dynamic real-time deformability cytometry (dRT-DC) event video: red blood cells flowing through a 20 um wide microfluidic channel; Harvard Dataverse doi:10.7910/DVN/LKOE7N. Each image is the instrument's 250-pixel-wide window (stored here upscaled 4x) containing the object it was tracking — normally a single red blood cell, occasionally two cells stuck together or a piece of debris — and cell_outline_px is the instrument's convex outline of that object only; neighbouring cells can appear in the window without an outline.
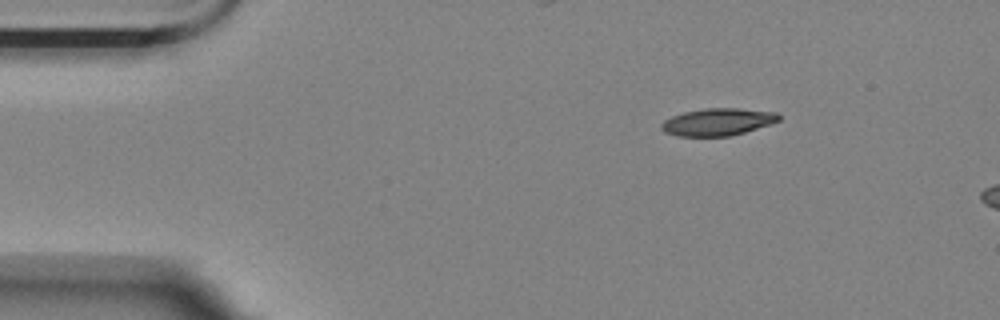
{"species": "Egyptian fruit bat (a non-hibernating species)", "species_latin": "Rousettus aegyptiacus", "temperature_condition": "room temperature", "stored_images_in_passage": 3, "camera_frame_rate_fps": 3000, "um_per_image_px": 0.085, "animal": {"sex": "female"}, "frame": {"image": 1, "passage_image": 1, "time_ms": 0.0, "image_size_px": [1000, 320], "cell_outline_px": [[780, 120], [772, 124], [744, 132], [728, 136], [676, 136], [664, 132], [660, 128], [660, 124], [664, 120], [672, 116], [684, 112], [708, 108], [740, 108], [776, 112], [780, 116]], "centroid_in_image_um": [61.0, 10.36], "position_along_channel_um": 24.0, "area_um2": 18.73}}